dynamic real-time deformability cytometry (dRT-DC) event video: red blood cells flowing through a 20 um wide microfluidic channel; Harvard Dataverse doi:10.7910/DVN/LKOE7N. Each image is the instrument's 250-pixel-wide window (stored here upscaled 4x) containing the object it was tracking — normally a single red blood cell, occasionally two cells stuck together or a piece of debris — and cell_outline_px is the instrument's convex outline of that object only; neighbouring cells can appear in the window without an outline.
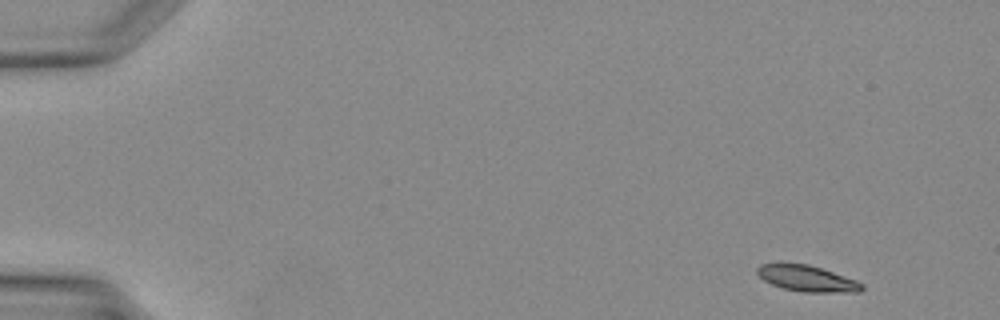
{"species": "Egyptian fruit bat (a non-hibernating species)", "species_latin": "Rousettus aegyptiacus", "temperature_condition": "warm", "stored_images_in_passage": 38, "camera_frame_rate_fps": 3000, "um_per_image_px": 0.085, "animal": {"sex": "female"}, "frame": {"image": 1, "passage_image": 1, "time_ms": 0.0, "image_size_px": [1000, 320], "cell_outline_px": [[864, 288], [860, 292], [804, 292], [784, 288], [772, 284], [764, 280], [756, 272], [756, 268], [760, 264], [808, 264], [856, 280], [864, 284]], "centroid_in_image_um": [68.62, 23.68], "position_along_channel_um": 16.4, "area_um2": 15.61}}
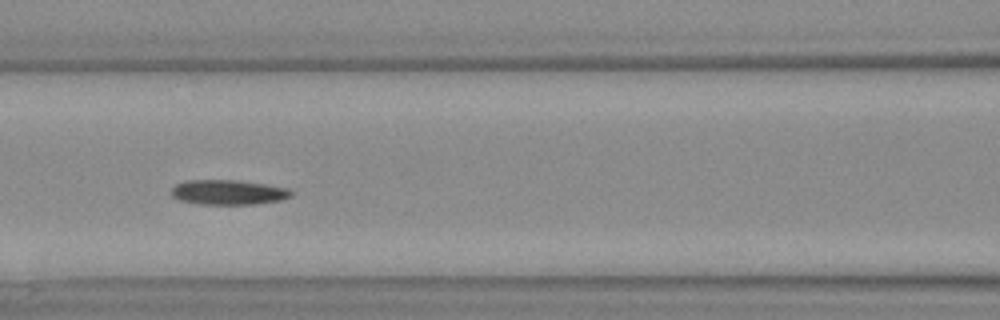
{"frame": {"image": 2, "passage_image": 16, "time_ms": 5.0, "image_size_px": [1000, 320], "cell_outline_px": [[292, 196], [280, 200], [256, 204], [200, 204], [180, 200], [172, 196], [172, 188], [176, 184], [188, 180], [236, 180], [264, 184], [288, 188], [292, 192]], "centroid_in_image_um": [19.41, 16.34], "position_along_channel_um": 147.2, "area_um2": 17.22}}
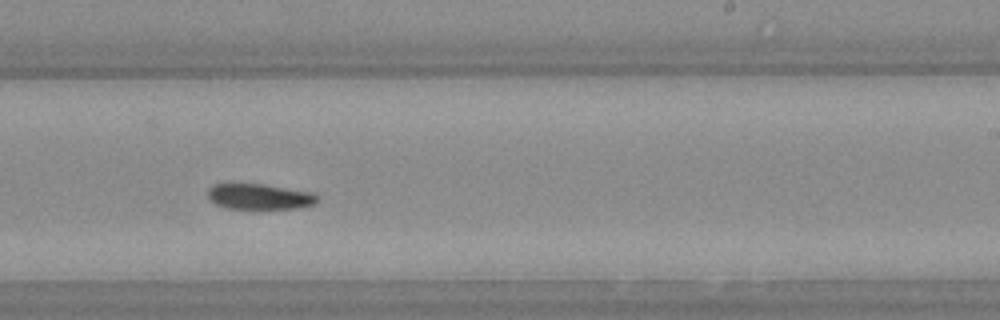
{"frame": {"image": 3, "passage_image": 23, "time_ms": 7.333, "image_size_px": [1000, 320], "cell_outline_px": [[316, 200], [312, 204], [296, 208], [228, 208], [216, 204], [208, 200], [208, 188], [216, 184], [264, 184], [312, 192], [316, 196]], "centroid_in_image_um": [22.0, 16.7], "position_along_channel_um": 267.0, "area_um2": 16.01}}